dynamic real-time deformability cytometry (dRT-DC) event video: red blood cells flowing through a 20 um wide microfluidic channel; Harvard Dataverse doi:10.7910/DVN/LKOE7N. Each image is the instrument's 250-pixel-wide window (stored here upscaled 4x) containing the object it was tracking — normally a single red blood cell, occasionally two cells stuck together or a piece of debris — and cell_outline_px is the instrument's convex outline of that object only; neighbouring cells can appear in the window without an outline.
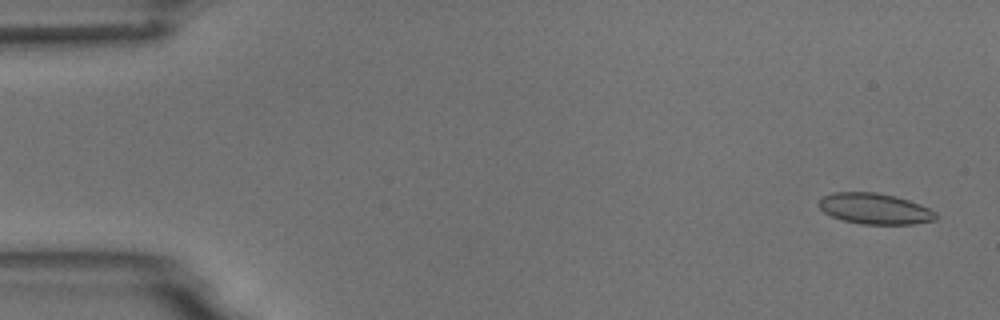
{"species": "common noctule bat (a hibernating species)", "species_latin": "Nyctalus noctula", "temperature_condition": "room temperature", "stored_images_in_passage": 4, "camera_frame_rate_fps": 3000, "um_per_image_px": 0.085, "animal": {"sex": "male", "body_mass_g": 18.8}, "frame": {"image": 1, "passage_image": 1, "time_ms": 0.0, "image_size_px": [1000, 320], "cell_outline_px": [[936, 220], [912, 224], [864, 224], [844, 220], [832, 216], [824, 212], [816, 204], [824, 196], [836, 192], [876, 192], [908, 200], [920, 204], [936, 212]], "centroid_in_image_um": [74.35, 17.74], "position_along_channel_um": 10.6, "area_um2": 20.81}}
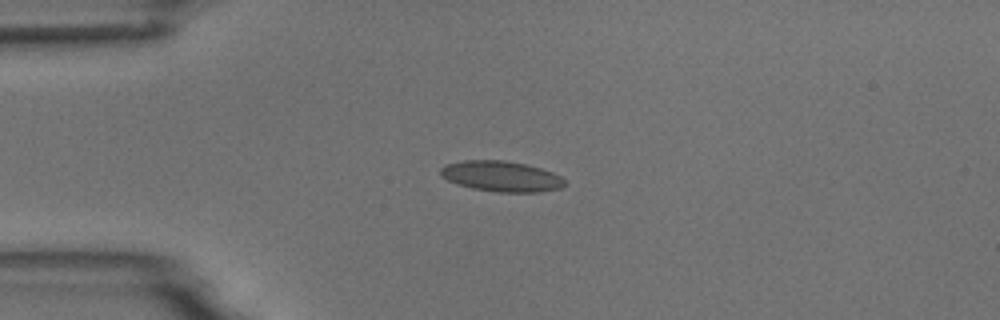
{"frame": {"image": 2, "passage_image": 4, "time_ms": 3.667, "image_size_px": [1000, 320], "cell_outline_px": [[564, 184], [560, 188], [540, 192], [496, 192], [472, 188], [448, 180], [440, 176], [440, 168], [448, 164], [464, 160], [504, 160], [524, 164], [540, 168], [552, 172], [560, 176], [564, 180]], "centroid_in_image_um": [42.6, 14.98], "position_along_channel_um": 42.4, "area_um2": 21.91}}